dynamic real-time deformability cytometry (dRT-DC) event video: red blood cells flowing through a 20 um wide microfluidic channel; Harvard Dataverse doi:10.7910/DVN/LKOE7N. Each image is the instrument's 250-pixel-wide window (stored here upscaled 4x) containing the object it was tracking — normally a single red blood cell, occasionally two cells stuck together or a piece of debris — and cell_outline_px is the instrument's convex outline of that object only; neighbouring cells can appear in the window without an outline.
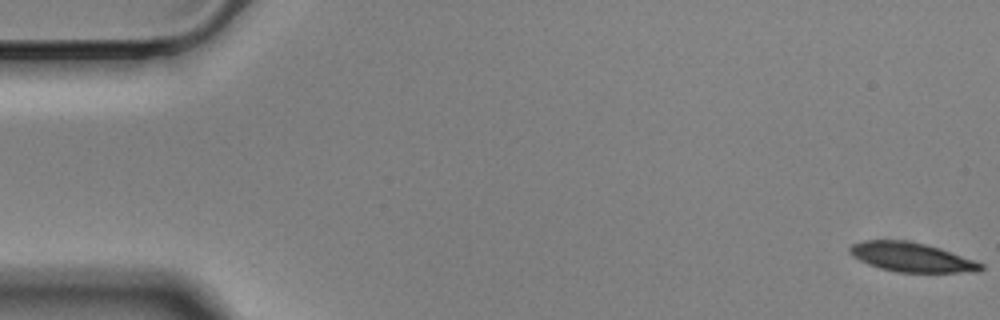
{"species": "Egyptian fruit bat (a non-hibernating species)", "species_latin": "Rousettus aegyptiacus", "temperature_condition": "cold", "stored_images_in_passage": 57, "camera_frame_rate_fps": 3000, "um_per_image_px": 0.085, "animal": {"sex": "male"}, "frame": {"image": 1, "passage_image": 1, "time_ms": 0.0, "image_size_px": [1000, 320], "cell_outline_px": [[984, 268], [980, 272], [896, 272], [880, 268], [868, 264], [852, 256], [848, 252], [848, 248], [852, 244], [864, 240], [908, 240], [940, 248], [984, 264]], "centroid_in_image_um": [77.46, 21.86], "position_along_channel_um": 7.5, "area_um2": 22.37}}
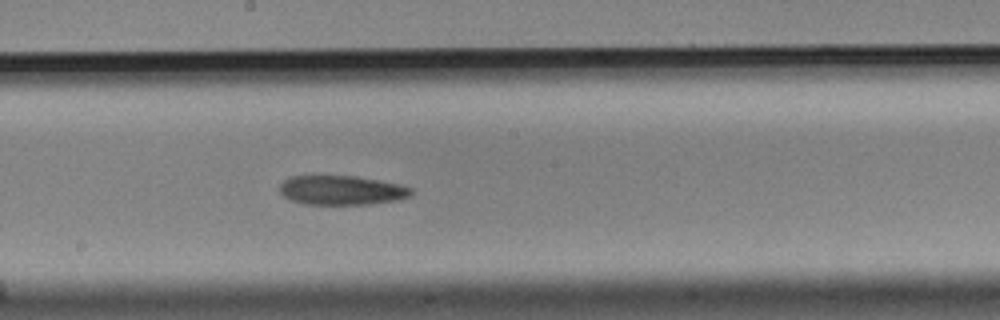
{"frame": {"image": 2, "passage_image": 31, "time_ms": 10.0, "image_size_px": [1000, 320], "cell_outline_px": [[412, 196], [400, 200], [372, 204], [304, 204], [288, 200], [280, 192], [280, 184], [284, 180], [292, 176], [356, 176], [400, 184], [412, 188]], "centroid_in_image_um": [29.06, 16.18], "position_along_channel_um": 219.1, "area_um2": 22.66}}
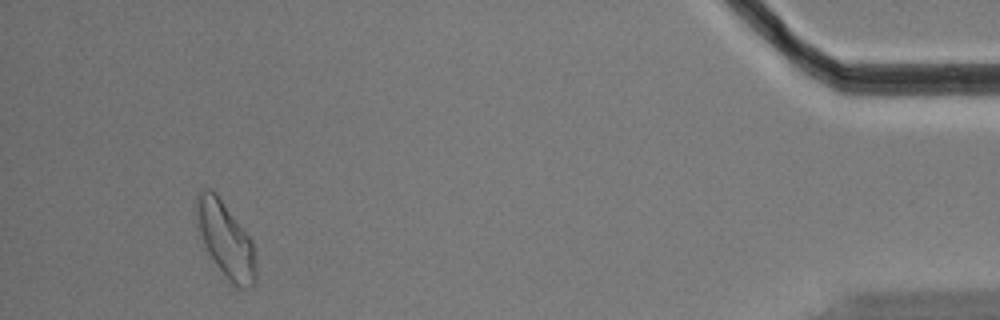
{"frame": {"image": 3, "passage_image": 54, "time_ms": 17.667, "image_size_px": [1000, 320], "cell_outline_px": [[256, 280], [248, 288], [240, 288], [232, 284], [228, 280], [216, 264], [208, 252], [204, 244], [200, 232], [196, 212], [196, 196], [200, 188], [208, 188], [216, 192], [252, 240], [256, 264]], "centroid_in_image_um": [19.18, 20.35], "position_along_channel_um": 416.0, "area_um2": 25.84}, "authors_computed_cell_mechanics": {"area_um2": 23.4668, "velocity_mm_per_s": 3.4792, "shape_relaxation_time_tau1_ms": 4.1848, "shape_relaxation_time_tau2_ms": null, "deformation_change_tau1": 0.1281, "deformation_change_tau2": null}}